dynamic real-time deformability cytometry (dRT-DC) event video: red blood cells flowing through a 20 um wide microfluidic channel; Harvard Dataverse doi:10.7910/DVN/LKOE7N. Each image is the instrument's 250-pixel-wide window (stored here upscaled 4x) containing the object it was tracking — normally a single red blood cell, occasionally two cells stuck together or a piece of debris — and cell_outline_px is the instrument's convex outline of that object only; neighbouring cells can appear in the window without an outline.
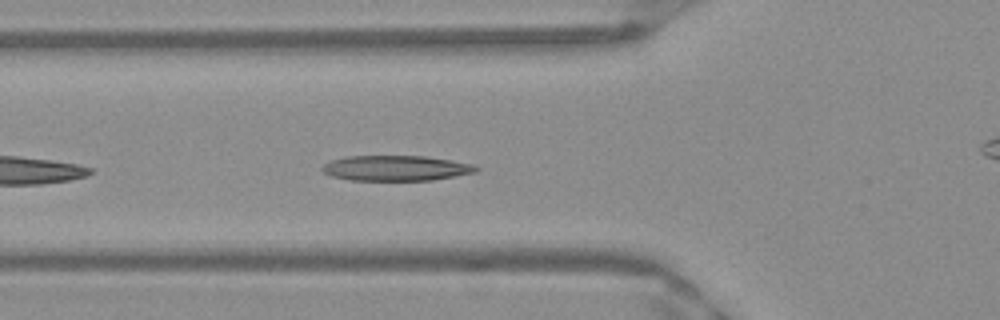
{"species": "Egyptian fruit bat (a non-hibernating species)", "species_latin": "Rousettus aegyptiacus", "temperature_condition": "warm", "stored_images_in_passage": 14, "camera_frame_rate_fps": 3000, "um_per_image_px": 0.085, "frame": {"image": 1, "passage_image": 5, "time_ms": 1.333, "image_size_px": [1000, 320], "cell_outline_px": [[480, 168], [476, 172], [456, 176], [432, 180], [348, 180], [332, 176], [324, 172], [320, 168], [324, 164], [332, 160], [344, 156], [424, 156], [452, 160], [472, 164]], "centroid_in_image_um": [33.65, 14.29], "position_along_channel_um": 92.1, "area_um2": 22.72}}
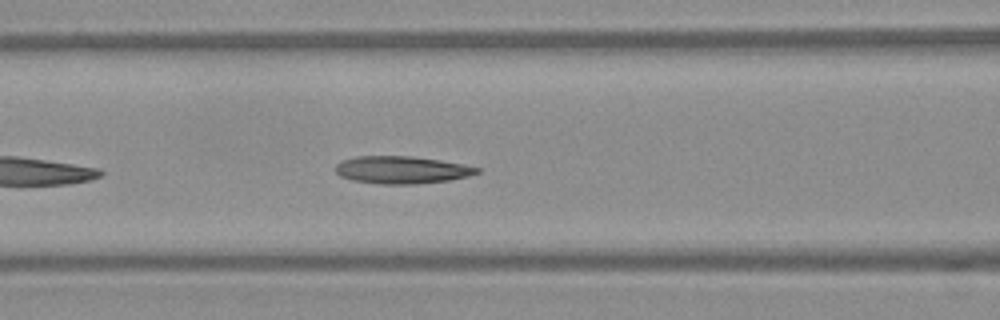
{"frame": {"image": 2, "passage_image": 8, "time_ms": 2.333, "image_size_px": [1000, 320], "cell_outline_px": [[480, 172], [468, 176], [448, 180], [416, 184], [380, 184], [352, 180], [340, 176], [336, 172], [336, 164], [340, 160], [356, 156], [408, 156], [440, 160], [480, 168]], "centroid_in_image_um": [34.1, 14.44], "position_along_channel_um": 132.5, "area_um2": 22.54}}
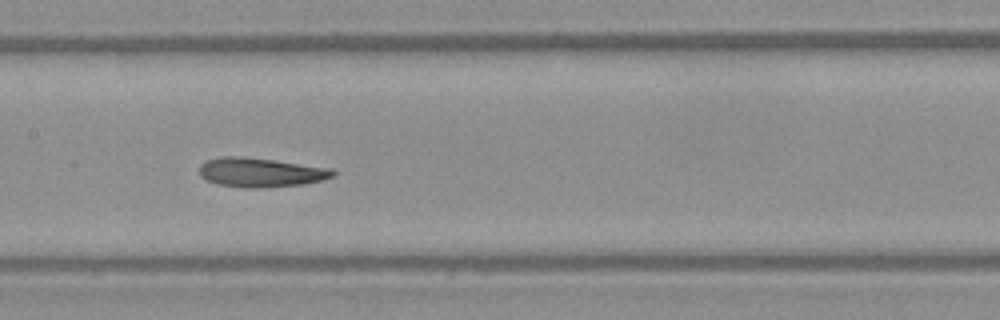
{"frame": {"image": 3, "passage_image": 12, "time_ms": 3.667, "image_size_px": [1000, 320], "cell_outline_px": [[336, 176], [304, 184], [260, 188], [244, 188], [216, 184], [200, 176], [200, 164], [208, 160], [220, 156], [236, 156], [272, 160], [332, 168], [336, 172]], "centroid_in_image_um": [22.16, 14.66], "position_along_channel_um": 185.2, "area_um2": 22.72}}